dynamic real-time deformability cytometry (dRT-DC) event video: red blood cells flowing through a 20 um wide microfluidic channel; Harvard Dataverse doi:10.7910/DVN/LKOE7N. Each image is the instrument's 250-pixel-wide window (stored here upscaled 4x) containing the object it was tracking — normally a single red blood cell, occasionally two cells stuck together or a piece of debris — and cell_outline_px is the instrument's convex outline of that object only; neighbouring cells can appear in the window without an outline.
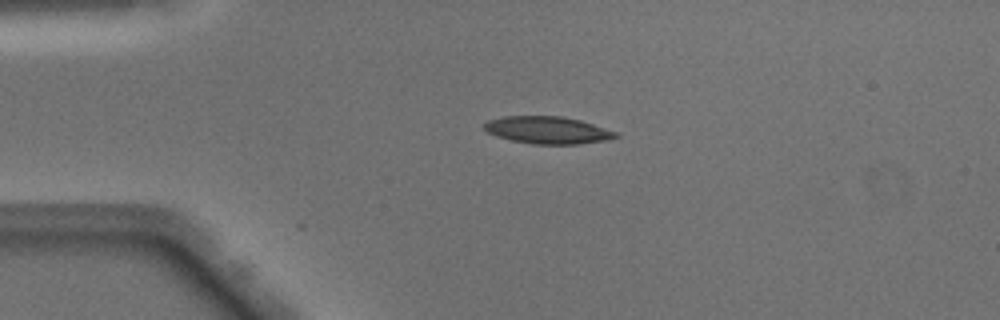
{"species": "Egyptian fruit bat (a non-hibernating species)", "species_latin": "Rousettus aegyptiacus", "temperature_condition": "warm", "stored_images_in_passage": 10, "camera_frame_rate_fps": 3000, "um_per_image_px": 0.085, "animal": {"sex": "male"}, "frame": {"image": 1, "passage_image": 1, "time_ms": 0.0, "image_size_px": [1000, 320], "cell_outline_px": [[620, 136], [608, 140], [580, 144], [532, 144], [512, 140], [496, 136], [488, 132], [484, 128], [484, 124], [488, 120], [504, 116], [560, 116], [580, 120], [616, 132]], "centroid_in_image_um": [46.55, 11.06], "position_along_channel_um": 38.5, "area_um2": 20.81}}
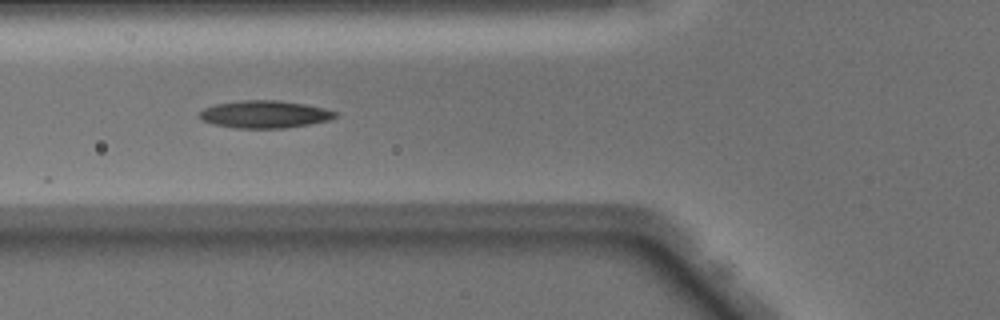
{"frame": {"image": 2, "passage_image": 8, "time_ms": 2.333, "image_size_px": [1000, 320], "cell_outline_px": [[336, 116], [332, 120], [284, 128], [236, 128], [212, 124], [204, 120], [200, 116], [200, 112], [204, 108], [216, 104], [244, 100], [276, 100], [304, 104], [324, 108], [336, 112]], "centroid_in_image_um": [22.51, 9.72], "position_along_channel_um": 103.3, "area_um2": 21.5}}